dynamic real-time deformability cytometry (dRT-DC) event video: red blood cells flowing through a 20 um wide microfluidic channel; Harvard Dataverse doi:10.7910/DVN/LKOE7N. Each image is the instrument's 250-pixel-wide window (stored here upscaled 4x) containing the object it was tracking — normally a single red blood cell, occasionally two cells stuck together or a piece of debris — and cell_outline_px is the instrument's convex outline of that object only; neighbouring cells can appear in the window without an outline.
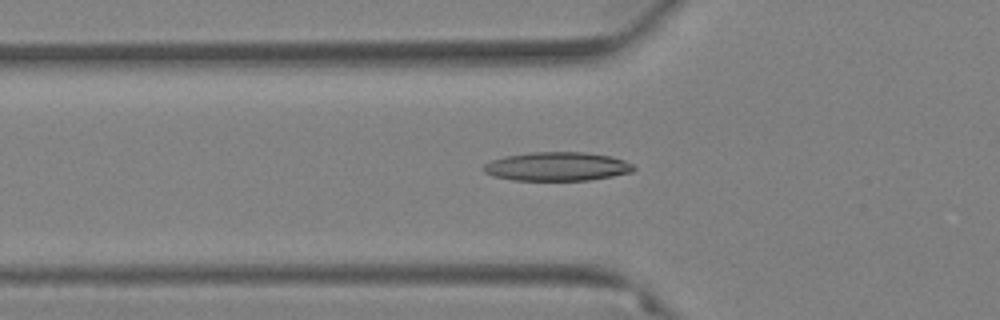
{"species": "Egyptian fruit bat (a non-hibernating species)", "species_latin": "Rousettus aegyptiacus", "temperature_condition": "warm", "stored_images_in_passage": 52, "camera_frame_rate_fps": 3000, "um_per_image_px": 0.085, "animal": {"sex": "female"}, "frame": {"image": 1, "passage_image": 14, "time_ms": 4.333, "image_size_px": [1000, 320], "cell_outline_px": [[636, 168], [632, 172], [612, 176], [588, 180], [512, 180], [492, 176], [484, 172], [484, 164], [492, 160], [504, 156], [532, 152], [584, 152], [612, 156], [624, 160], [632, 164]], "centroid_in_image_um": [47.36, 14.15], "position_along_channel_um": 78.4, "area_um2": 25.2}}
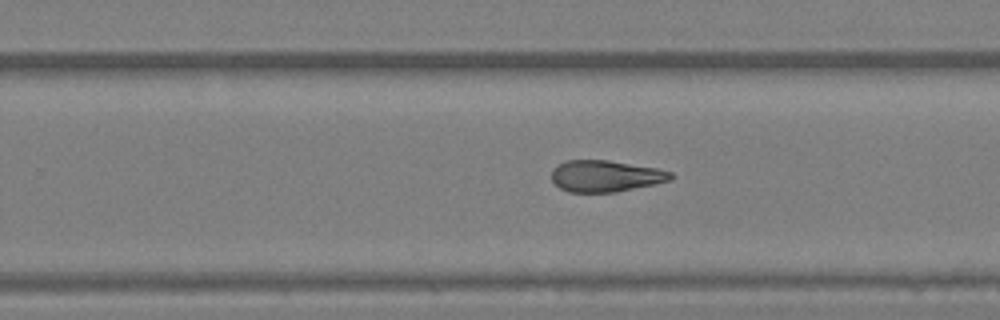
{"frame": {"image": 2, "passage_image": 31, "time_ms": 10.0, "image_size_px": [1000, 320], "cell_outline_px": [[672, 180], [656, 184], [616, 192], [568, 192], [560, 188], [552, 180], [552, 168], [564, 160], [608, 160], [656, 168], [672, 172]], "centroid_in_image_um": [51.46, 14.96], "position_along_channel_um": 278.3, "area_um2": 21.96}}
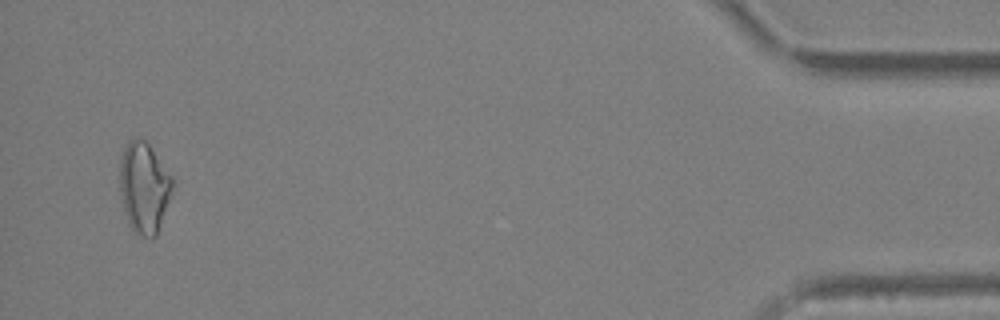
{"frame": {"image": 3, "passage_image": 50, "time_ms": 16.333, "image_size_px": [1000, 320], "cell_outline_px": [[176, 184], [156, 236], [144, 236], [136, 232], [132, 228], [128, 220], [124, 208], [120, 188], [120, 164], [124, 148], [128, 140], [136, 136], [144, 140], [148, 144], [176, 180]], "centroid_in_image_um": [12.29, 15.89], "position_along_channel_um": 422.9, "area_um2": 27.86}, "authors_computed_cell_mechanics": {"area_um2": 23.2356, "velocity_mm_per_s": 3.5222, "shape_relaxation_time_tau1_ms": null, "shape_relaxation_time_tau2_ms": 9.9259, "deformation_change_tau1": null, "deformation_change_tau2": 0.2118}}